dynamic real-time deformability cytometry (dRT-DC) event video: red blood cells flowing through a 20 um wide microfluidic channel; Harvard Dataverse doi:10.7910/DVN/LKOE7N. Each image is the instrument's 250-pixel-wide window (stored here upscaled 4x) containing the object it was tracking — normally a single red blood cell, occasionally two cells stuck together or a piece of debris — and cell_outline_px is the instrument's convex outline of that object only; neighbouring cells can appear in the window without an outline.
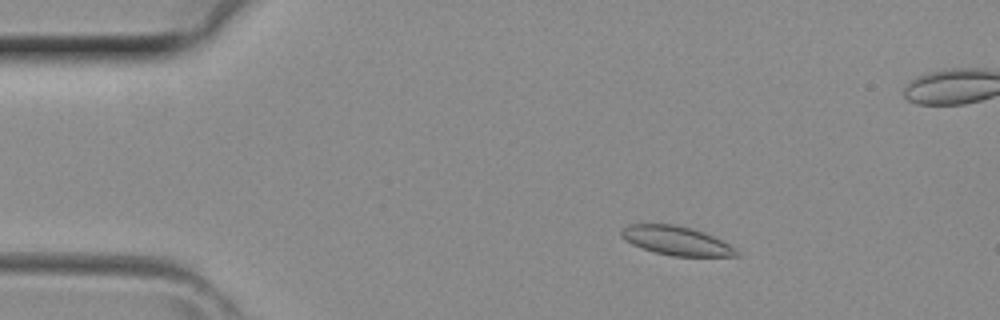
{"species": "common noctule bat (a hibernating species)", "species_latin": "Nyctalus noctula", "temperature_condition": "room temperature", "stored_images_in_passage": 34, "camera_frame_rate_fps": 3000, "um_per_image_px": 0.085, "animal": {"sex": "female", "body_mass_g": 29.2, "forearm_length_mm": 56.3}, "frame": {"image": 1, "passage_image": 7, "time_ms": 2.0, "image_size_px": [1000, 320], "cell_outline_px": [[740, 256], [672, 256], [656, 252], [632, 244], [624, 240], [620, 236], [620, 232], [628, 224], [672, 224], [692, 228], [704, 232], [736, 248], [740, 252]], "centroid_in_image_um": [57.49, 20.46], "position_along_channel_um": 27.5, "area_um2": 19.31}}
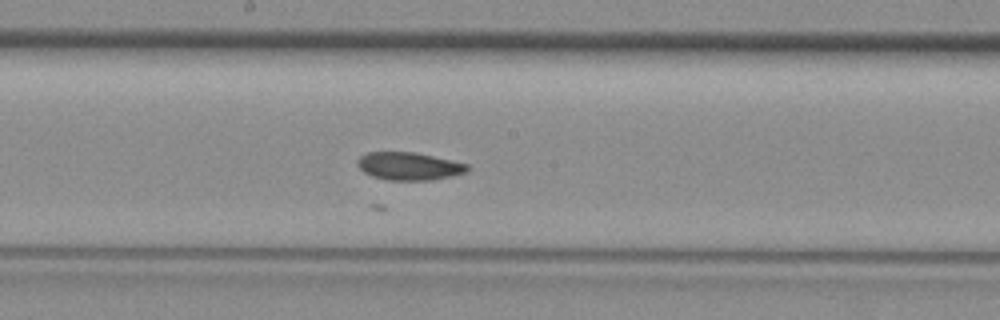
{"frame": {"image": 2, "passage_image": 22, "time_ms": 7.0, "image_size_px": [1000, 320], "cell_outline_px": [[468, 172], [432, 180], [388, 180], [372, 176], [364, 172], [356, 164], [356, 160], [360, 156], [368, 152], [416, 152], [452, 160], [468, 164]], "centroid_in_image_um": [34.75, 14.12], "position_along_channel_um": 213.4, "area_um2": 17.86}}
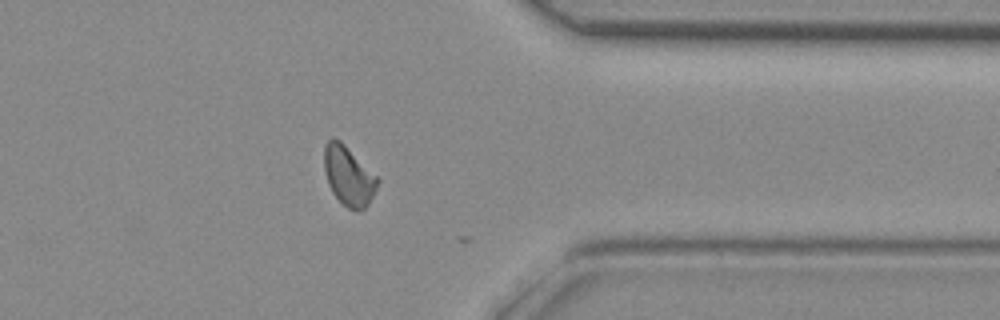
{"frame": {"image": 3, "passage_image": 33, "time_ms": 10.667, "image_size_px": [1000, 320], "cell_outline_px": [[380, 180], [368, 204], [364, 208], [356, 212], [348, 208], [332, 192], [328, 184], [324, 168], [324, 144], [332, 136], [340, 140]], "centroid_in_image_um": [29.6, 14.93], "position_along_channel_um": 381.8, "area_um2": 18.21}}